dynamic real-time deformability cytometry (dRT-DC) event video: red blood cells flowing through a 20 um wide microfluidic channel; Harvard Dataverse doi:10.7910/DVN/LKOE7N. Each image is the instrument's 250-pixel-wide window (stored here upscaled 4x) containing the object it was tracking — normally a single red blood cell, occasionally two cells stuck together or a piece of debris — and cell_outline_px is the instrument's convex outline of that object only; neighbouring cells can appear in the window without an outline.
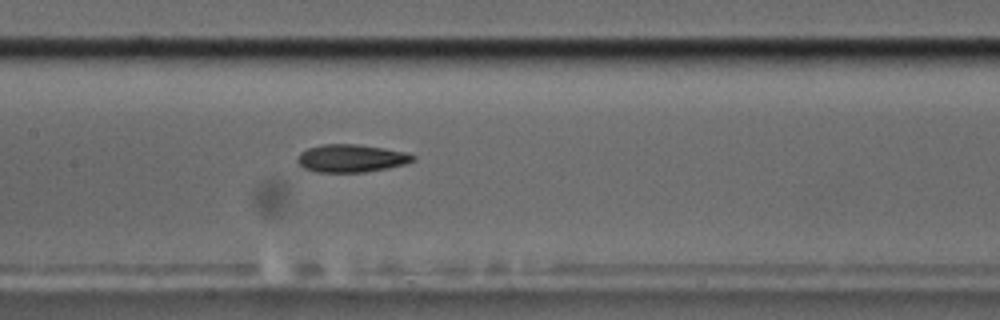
{"species": "common noctule bat (a hibernating species)", "species_latin": "Nyctalus noctula", "temperature_condition": "cold", "stored_images_in_passage": 8, "segment_of_instrument_passage": [1, 2], "camera_frame_rate_fps": 3000, "um_per_image_px": 0.085, "animal": {"sex": "male", "body_mass_g": 17.5, "forearm_length_mm": 52.3}, "frame": {"image": 1, "passage_image": 7, "time_ms": 6.667, "image_size_px": [1000, 320], "cell_outline_px": [[416, 160], [404, 164], [388, 168], [364, 172], [316, 172], [304, 168], [296, 160], [296, 156], [300, 152], [308, 148], [324, 144], [356, 144], [384, 148], [404, 152], [416, 156]], "centroid_in_image_um": [29.84, 13.45], "position_along_channel_um": 177.6, "area_um2": 18.73}}